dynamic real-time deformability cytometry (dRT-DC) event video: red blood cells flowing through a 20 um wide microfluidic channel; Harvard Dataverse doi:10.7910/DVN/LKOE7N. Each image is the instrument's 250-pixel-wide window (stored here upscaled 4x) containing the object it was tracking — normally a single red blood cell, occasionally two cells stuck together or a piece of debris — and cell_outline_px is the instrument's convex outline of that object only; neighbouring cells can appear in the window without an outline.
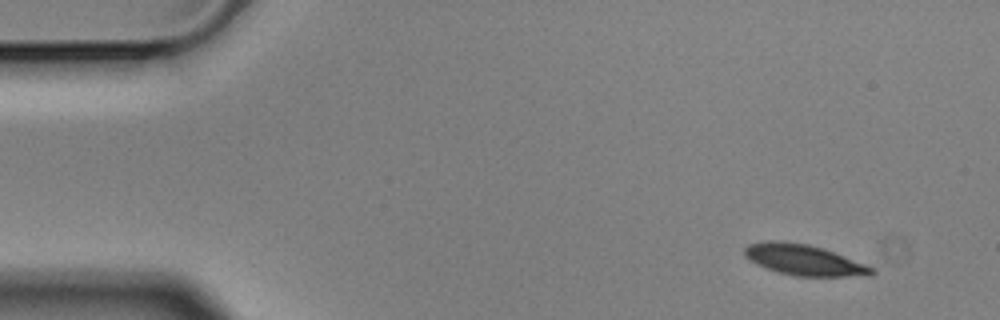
{"species": "Egyptian fruit bat (a non-hibernating species)", "species_latin": "Rousettus aegyptiacus", "temperature_condition": "cold", "stored_images_in_passage": 4, "camera_frame_rate_fps": 3000, "um_per_image_px": 0.085, "animal": {"sex": "male"}, "frame": {"image": 1, "passage_image": 1, "time_ms": 0.0, "image_size_px": [1000, 320], "cell_outline_px": [[876, 272], [872, 276], [796, 276], [776, 272], [756, 264], [748, 260], [744, 256], [744, 248], [748, 244], [768, 240], [784, 240], [808, 244], [832, 252], [864, 264], [872, 268]], "centroid_in_image_um": [68.26, 22.09], "position_along_channel_um": 16.7, "area_um2": 22.77}}
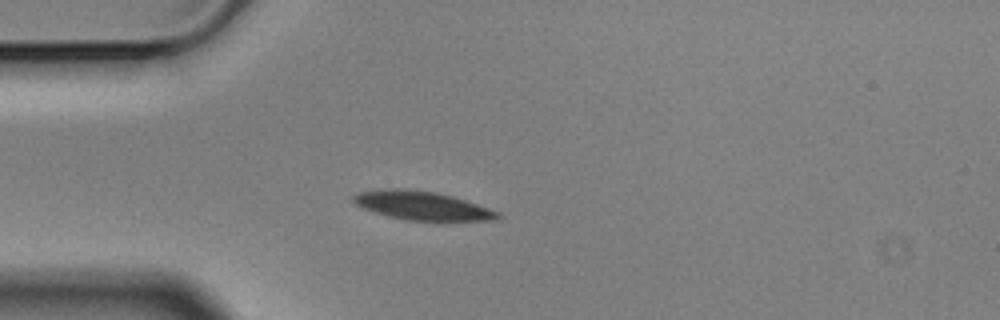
{"frame": {"image": 2, "passage_image": 4, "time_ms": 1.0, "image_size_px": [1000, 320], "cell_outline_px": [[504, 216], [500, 220], [404, 220], [388, 216], [364, 208], [356, 204], [352, 200], [352, 196], [360, 192], [396, 188], [436, 192], [452, 196], [500, 212]], "centroid_in_image_um": [35.93, 17.49], "position_along_channel_um": 49.1, "area_um2": 23.7}}